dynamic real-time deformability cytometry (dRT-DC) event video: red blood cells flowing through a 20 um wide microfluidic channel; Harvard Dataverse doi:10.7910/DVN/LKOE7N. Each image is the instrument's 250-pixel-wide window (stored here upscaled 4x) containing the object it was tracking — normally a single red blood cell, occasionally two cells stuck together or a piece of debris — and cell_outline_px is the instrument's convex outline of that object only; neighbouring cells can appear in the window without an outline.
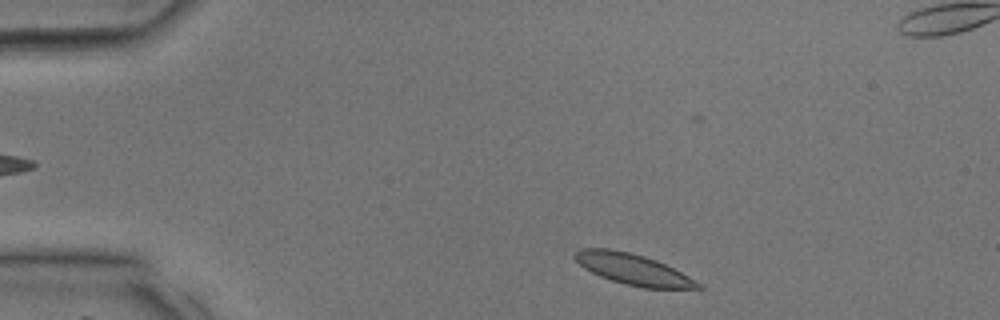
{"species": "common noctule bat (a hibernating species)", "species_latin": "Nyctalus noctula", "temperature_condition": "room temperature", "stored_images_in_passage": 33, "segment_of_instrument_passage": [1, 2], "camera_frame_rate_fps": 3000, "um_per_image_px": 0.085, "animal": {"sex": "male", "body_mass_g": 17.9, "forearm_length_mm": 54.2}, "frame": {"image": 1, "passage_image": 1, "time_ms": 0.0, "image_size_px": [1000, 320], "cell_outline_px": [[704, 288], [644, 288], [624, 284], [600, 276], [584, 268], [572, 256], [580, 248], [608, 248], [628, 252], [644, 256], [656, 260], [704, 284]], "centroid_in_image_um": [53.81, 22.89], "position_along_channel_um": 31.2, "area_um2": 21.96}}
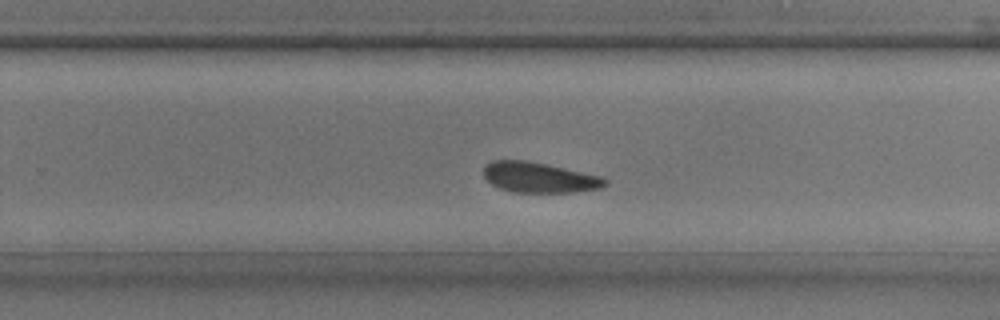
{"frame": {"image": 2, "passage_image": 19, "time_ms": 6.0, "image_size_px": [1000, 320], "cell_outline_px": [[608, 184], [600, 188], [576, 192], [512, 192], [500, 188], [492, 184], [484, 176], [484, 164], [492, 160], [524, 160], [548, 164], [604, 176], [608, 180]], "centroid_in_image_um": [45.87, 15.07], "position_along_channel_um": 283.9, "area_um2": 21.73}}
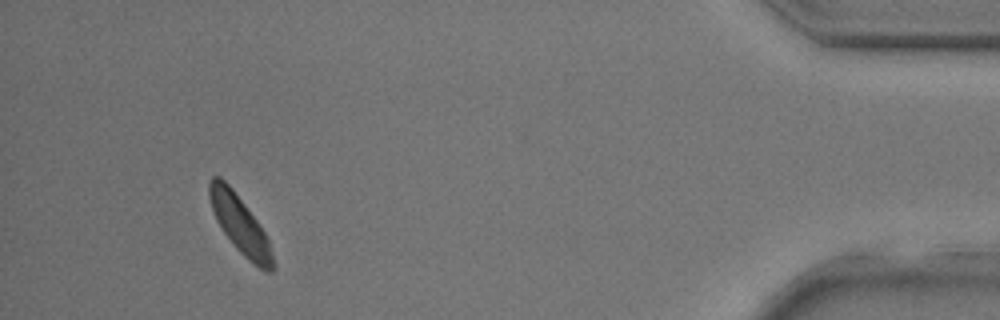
{"frame": {"image": 3, "passage_image": 30, "time_ms": 9.667, "image_size_px": [1000, 320], "cell_outline_px": [[276, 268], [272, 272], [264, 272], [248, 260], [236, 248], [224, 232], [216, 220], [208, 196], [208, 180], [212, 176], [220, 176], [232, 188], [256, 220], [264, 232], [268, 240]], "centroid_in_image_um": [20.39, 19.1], "position_along_channel_um": 414.8, "area_um2": 21.15}}